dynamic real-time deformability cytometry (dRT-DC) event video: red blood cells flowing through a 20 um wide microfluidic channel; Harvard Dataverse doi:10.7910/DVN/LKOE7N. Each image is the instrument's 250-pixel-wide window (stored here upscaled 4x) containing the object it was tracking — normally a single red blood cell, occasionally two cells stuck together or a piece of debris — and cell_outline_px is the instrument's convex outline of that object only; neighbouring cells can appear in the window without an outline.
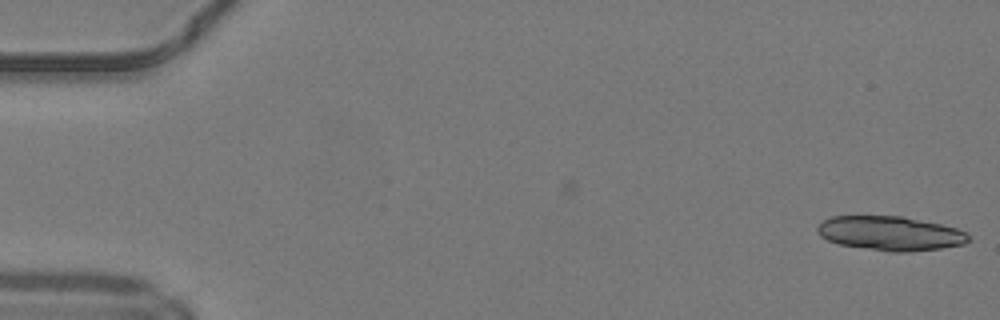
{"species": "common noctule bat (a hibernating species)", "species_latin": "Nyctalus noctula", "temperature_condition": "warm", "stored_images_in_passage": 7, "camera_frame_rate_fps": 3000, "um_per_image_px": 0.085, "animal": {"sex": "male", "body_mass_g": 19.2, "forearm_length_mm": 51.8}, "frame": {"image": 1, "passage_image": 7, "time_ms": 2.0, "image_size_px": [1000, 320], "cell_outline_px": [[972, 240], [964, 244], [940, 248], [908, 252], [892, 252], [840, 244], [828, 240], [820, 236], [816, 232], [816, 228], [824, 220], [832, 216], [904, 216], [940, 224], [956, 228], [964, 232]], "centroid_in_image_um": [75.67, 19.83], "position_along_channel_um": 9.3, "area_um2": 30.06}}